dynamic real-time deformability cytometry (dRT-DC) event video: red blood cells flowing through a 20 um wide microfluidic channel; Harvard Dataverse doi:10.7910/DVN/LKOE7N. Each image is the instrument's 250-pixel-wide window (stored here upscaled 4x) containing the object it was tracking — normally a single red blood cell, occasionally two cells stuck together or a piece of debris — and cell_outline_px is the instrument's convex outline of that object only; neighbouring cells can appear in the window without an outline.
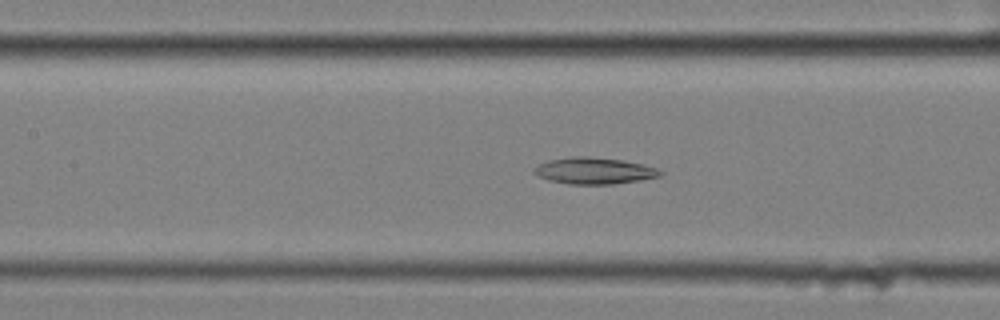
{"species": "common noctule bat (a hibernating species)", "species_latin": "Nyctalus noctula", "temperature_condition": "cold", "stored_images_in_passage": 53, "camera_frame_rate_fps": 3000, "um_per_image_px": 0.085, "animal": {"sex": "female", "body_mass_g": 25.1}, "frame": {"image": 1, "passage_image": 22, "time_ms": 7.0, "image_size_px": [1000, 320], "cell_outline_px": [[664, 172], [660, 176], [640, 180], [612, 184], [568, 184], [548, 180], [532, 172], [532, 168], [548, 160], [572, 156], [584, 156], [624, 160], [656, 168]], "centroid_in_image_um": [50.47, 14.51], "position_along_channel_um": 156.9, "area_um2": 19.42}}
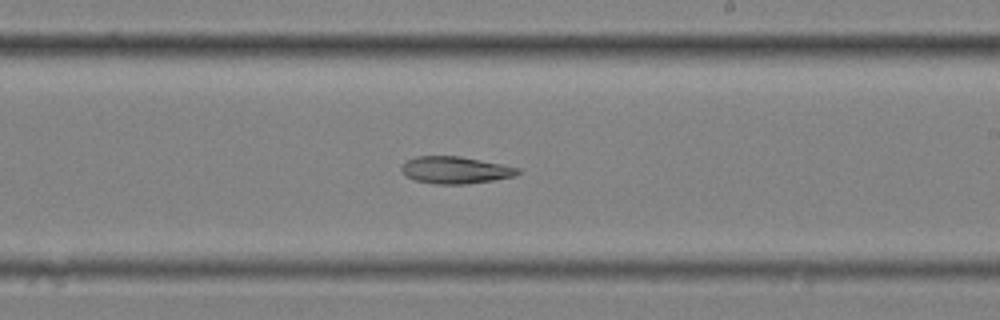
{"frame": {"image": 2, "passage_image": 30, "time_ms": 9.667, "image_size_px": [1000, 320], "cell_outline_px": [[520, 172], [516, 176], [492, 180], [464, 184], [436, 184], [416, 180], [404, 176], [400, 168], [408, 160], [416, 156], [460, 156], [520, 168]], "centroid_in_image_um": [38.69, 14.45], "position_along_channel_um": 250.3, "area_um2": 18.21}}
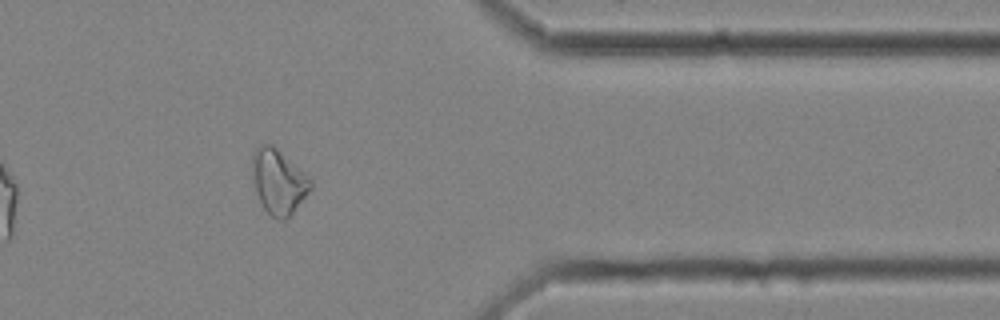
{"frame": {"image": 3, "passage_image": 43, "time_ms": 14.0, "image_size_px": [1000, 320], "cell_outline_px": [[312, 188], [292, 212], [284, 220], [276, 220], [264, 208], [256, 192], [252, 180], [252, 156], [256, 148], [264, 144], [272, 144], [312, 176]], "centroid_in_image_um": [23.69, 15.4], "position_along_channel_um": 387.7, "area_um2": 22.2}}